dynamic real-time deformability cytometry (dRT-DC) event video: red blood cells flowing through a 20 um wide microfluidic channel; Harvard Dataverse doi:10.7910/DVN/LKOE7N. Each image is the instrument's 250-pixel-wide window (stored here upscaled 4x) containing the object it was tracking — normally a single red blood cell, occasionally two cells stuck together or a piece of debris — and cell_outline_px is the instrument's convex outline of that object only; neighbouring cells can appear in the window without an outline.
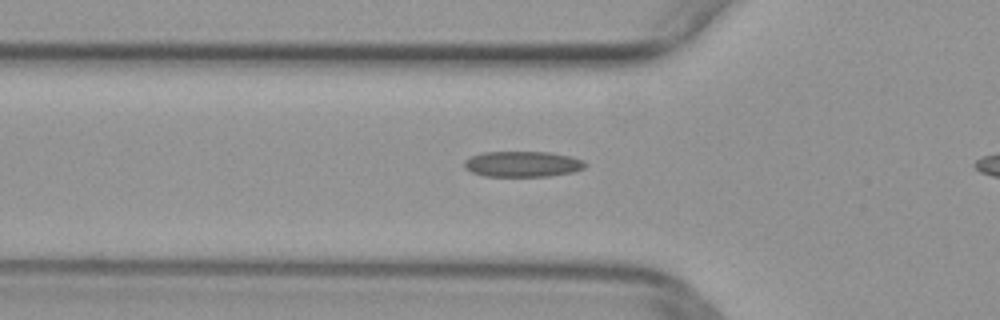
{"species": "common noctule bat (a hibernating species)", "species_latin": "Nyctalus noctula", "temperature_condition": "warm", "stored_images_in_passage": 42, "camera_frame_rate_fps": 3000, "um_per_image_px": 0.085, "animal": {"sex": "female", "body_mass_g": 29.2, "forearm_length_mm": 56.3}, "frame": {"image": 1, "passage_image": 16, "time_ms": 5.0, "image_size_px": [1000, 320], "cell_outline_px": [[588, 164], [584, 168], [572, 172], [548, 176], [484, 176], [472, 172], [464, 168], [464, 160], [480, 152], [548, 152], [572, 156], [584, 160]], "centroid_in_image_um": [44.43, 13.94], "position_along_channel_um": 81.4, "area_um2": 18.21}}
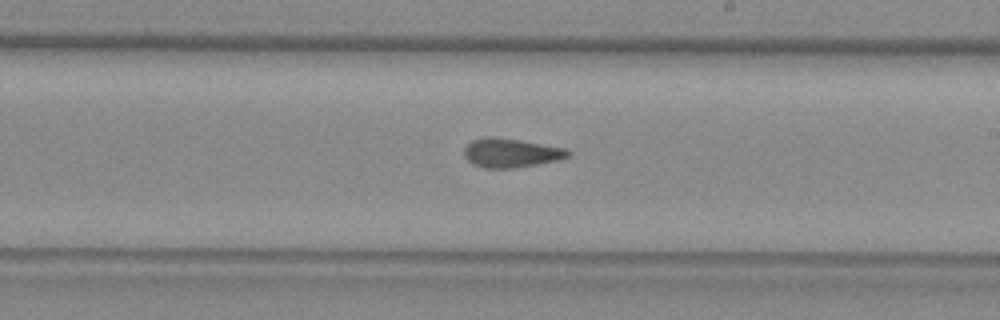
{"frame": {"image": 2, "passage_image": 28, "time_ms": 9.0, "image_size_px": [1000, 320], "cell_outline_px": [[572, 152], [568, 156], [556, 160], [536, 164], [512, 168], [484, 168], [472, 164], [464, 156], [464, 148], [472, 140], [484, 136], [492, 136], [564, 148]], "centroid_in_image_um": [43.36, 13.0], "position_along_channel_um": 245.6, "area_um2": 17.28}}
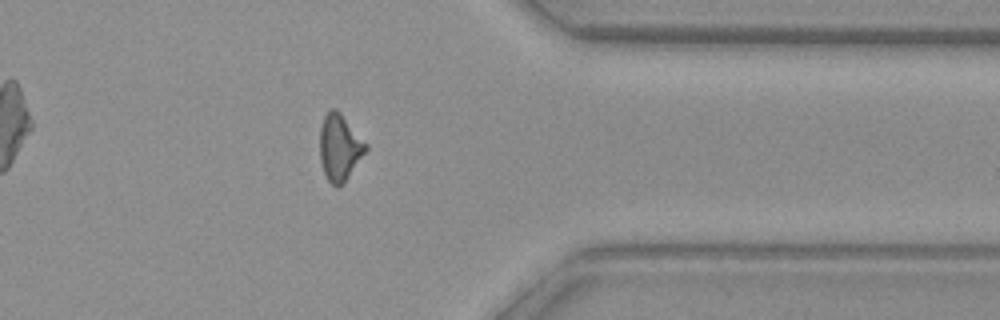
{"frame": {"image": 3, "passage_image": 39, "time_ms": 12.667, "image_size_px": [1000, 320], "cell_outline_px": [[368, 148], [344, 180], [336, 188], [328, 180], [324, 172], [320, 160], [320, 128], [324, 116], [332, 108], [336, 108], [340, 112], [368, 144]], "centroid_in_image_um": [28.85, 12.48], "position_along_channel_um": 382.5, "area_um2": 17.4}}